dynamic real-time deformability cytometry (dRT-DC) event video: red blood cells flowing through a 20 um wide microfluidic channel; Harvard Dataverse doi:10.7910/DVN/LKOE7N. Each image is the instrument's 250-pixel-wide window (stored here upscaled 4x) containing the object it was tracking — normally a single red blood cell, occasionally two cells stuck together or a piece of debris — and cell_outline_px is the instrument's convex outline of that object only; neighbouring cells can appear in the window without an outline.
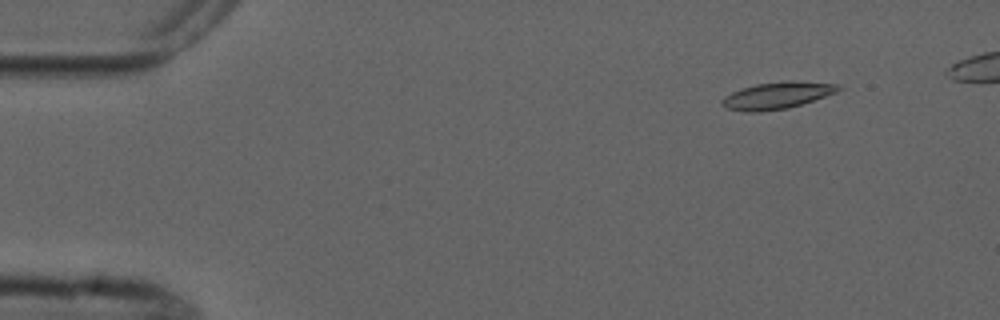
{"species": "common noctule bat (a hibernating species)", "species_latin": "Nyctalus noctula", "temperature_condition": "cold", "stored_images_in_passage": 5, "camera_frame_rate_fps": 3000, "um_per_image_px": 0.085, "animal": {"sex": "male", "forearm_length_mm": 52.5}, "frame": {"image": 1, "passage_image": 2, "time_ms": 1.0, "image_size_px": [1000, 320], "cell_outline_px": [[844, 88], [836, 92], [788, 108], [760, 112], [744, 112], [724, 108], [720, 104], [720, 100], [724, 96], [732, 92], [756, 84], [792, 80], [840, 84]], "centroid_in_image_um": [66.02, 8.12], "position_along_channel_um": 19.0, "area_um2": 18.26}}